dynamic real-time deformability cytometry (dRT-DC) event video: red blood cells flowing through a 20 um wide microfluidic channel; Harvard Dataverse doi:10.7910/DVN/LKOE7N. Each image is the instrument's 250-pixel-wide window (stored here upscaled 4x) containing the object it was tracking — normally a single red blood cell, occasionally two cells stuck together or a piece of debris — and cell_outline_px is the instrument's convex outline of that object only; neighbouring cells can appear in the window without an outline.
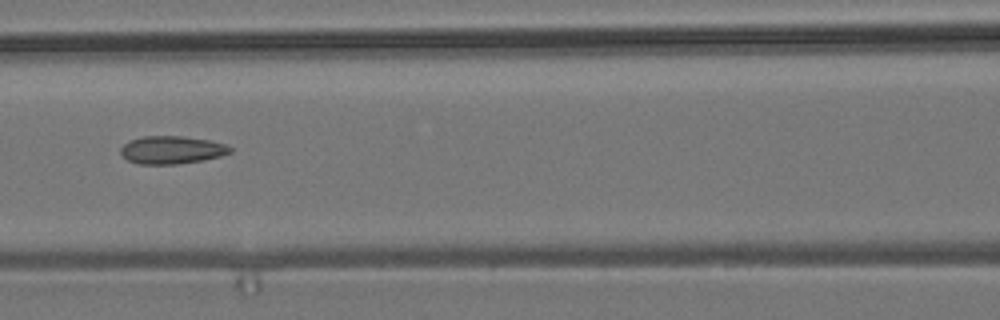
{"species": "common noctule bat (a hibernating species)", "species_latin": "Nyctalus noctula", "temperature_condition": "room temperature", "stored_images_in_passage": 3, "camera_frame_rate_fps": 3000, "um_per_image_px": 0.085, "animal": {"sex": "male", "body_mass_g": 19.2, "forearm_length_mm": 51.8}, "frame": {"image": 1, "passage_image": 3, "time_ms": 2.333, "image_size_px": [1000, 320], "cell_outline_px": [[232, 152], [220, 156], [200, 160], [176, 164], [140, 164], [128, 160], [120, 152], [120, 148], [128, 140], [144, 136], [184, 136], [208, 140], [228, 144], [232, 148]], "centroid_in_image_um": [14.6, 12.73], "position_along_channel_um": 152.0, "area_um2": 17.74}}